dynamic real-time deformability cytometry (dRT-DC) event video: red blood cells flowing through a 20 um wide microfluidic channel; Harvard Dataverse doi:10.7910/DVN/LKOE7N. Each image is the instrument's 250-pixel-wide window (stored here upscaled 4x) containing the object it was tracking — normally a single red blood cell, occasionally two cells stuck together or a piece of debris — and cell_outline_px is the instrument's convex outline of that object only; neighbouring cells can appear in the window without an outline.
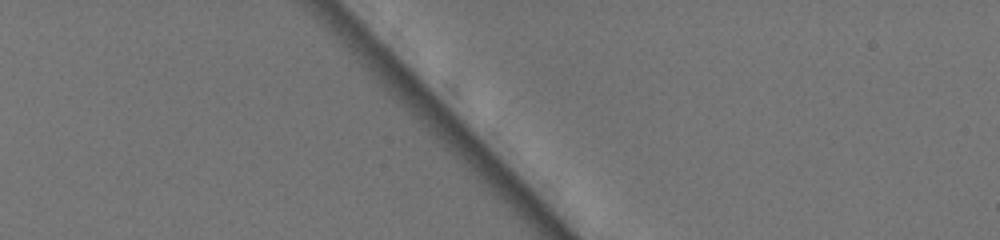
{"species": "common noctule bat (a hibernating species)", "species_latin": "Nyctalus noctula", "temperature_condition": "warm", "stored_images_in_passage": 2, "camera_frame_rate_fps": 3000, "um_per_image_px": 0.085, "animal": {"sex": "female", "body_mass_g": 19.5, "forearm_length_mm": 54.1}, "frame": {"image": 1, "passage_image": 1, "time_ms": 0.0, "image_size_px": [1000, 240], "cell_outline_px": [[596, 104], [584, 96], [568, 84], [544, 48], [544, 44], [564, 44], [596, 72]], "centroid_in_image_um": [48.77, 5.96], "position_along_channel_um": 36.2, "area_um2": 10.75}}